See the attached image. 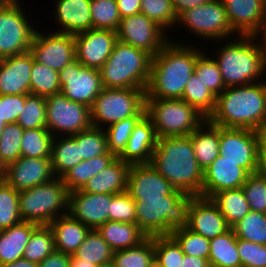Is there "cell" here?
I'll use <instances>...</instances> for the list:
<instances>
[{"mask_svg": "<svg viewBox=\"0 0 266 267\" xmlns=\"http://www.w3.org/2000/svg\"><path fill=\"white\" fill-rule=\"evenodd\" d=\"M24 129L17 123L5 126L0 136V158L7 166L21 157V140Z\"/></svg>", "mask_w": 266, "mask_h": 267, "instance_id": "f5cc1de1", "label": "cell"}, {"mask_svg": "<svg viewBox=\"0 0 266 267\" xmlns=\"http://www.w3.org/2000/svg\"><path fill=\"white\" fill-rule=\"evenodd\" d=\"M140 13L148 16L161 26L167 33L177 23L178 16L172 0H140ZM169 28V29H168Z\"/></svg>", "mask_w": 266, "mask_h": 267, "instance_id": "c3c4849f", "label": "cell"}, {"mask_svg": "<svg viewBox=\"0 0 266 267\" xmlns=\"http://www.w3.org/2000/svg\"><path fill=\"white\" fill-rule=\"evenodd\" d=\"M59 71L36 62L33 65L30 77V94L48 97L60 93Z\"/></svg>", "mask_w": 266, "mask_h": 267, "instance_id": "74e56055", "label": "cell"}, {"mask_svg": "<svg viewBox=\"0 0 266 267\" xmlns=\"http://www.w3.org/2000/svg\"><path fill=\"white\" fill-rule=\"evenodd\" d=\"M255 38H258L257 40H259L260 44L265 48L266 50V12L264 13V18L261 24L260 29L258 30V32L254 35ZM260 38H259V37Z\"/></svg>", "mask_w": 266, "mask_h": 267, "instance_id": "03108f58", "label": "cell"}, {"mask_svg": "<svg viewBox=\"0 0 266 267\" xmlns=\"http://www.w3.org/2000/svg\"><path fill=\"white\" fill-rule=\"evenodd\" d=\"M26 101V94L0 95V118L6 124L17 123Z\"/></svg>", "mask_w": 266, "mask_h": 267, "instance_id": "6f0895ef", "label": "cell"}, {"mask_svg": "<svg viewBox=\"0 0 266 267\" xmlns=\"http://www.w3.org/2000/svg\"><path fill=\"white\" fill-rule=\"evenodd\" d=\"M70 267H98V266L83 259H78L74 255H71Z\"/></svg>", "mask_w": 266, "mask_h": 267, "instance_id": "003e7915", "label": "cell"}, {"mask_svg": "<svg viewBox=\"0 0 266 267\" xmlns=\"http://www.w3.org/2000/svg\"><path fill=\"white\" fill-rule=\"evenodd\" d=\"M121 19L140 13V0H116Z\"/></svg>", "mask_w": 266, "mask_h": 267, "instance_id": "91938a15", "label": "cell"}, {"mask_svg": "<svg viewBox=\"0 0 266 267\" xmlns=\"http://www.w3.org/2000/svg\"><path fill=\"white\" fill-rule=\"evenodd\" d=\"M266 110V81L226 88L216 97L209 122L224 128L258 131Z\"/></svg>", "mask_w": 266, "mask_h": 267, "instance_id": "3957f363", "label": "cell"}, {"mask_svg": "<svg viewBox=\"0 0 266 267\" xmlns=\"http://www.w3.org/2000/svg\"><path fill=\"white\" fill-rule=\"evenodd\" d=\"M146 115L157 138L190 135L207 117L182 99H146Z\"/></svg>", "mask_w": 266, "mask_h": 267, "instance_id": "ba28073f", "label": "cell"}, {"mask_svg": "<svg viewBox=\"0 0 266 267\" xmlns=\"http://www.w3.org/2000/svg\"><path fill=\"white\" fill-rule=\"evenodd\" d=\"M69 191L62 178L39 184L19 192L22 221L49 225L53 220L68 213Z\"/></svg>", "mask_w": 266, "mask_h": 267, "instance_id": "52a82bcc", "label": "cell"}, {"mask_svg": "<svg viewBox=\"0 0 266 267\" xmlns=\"http://www.w3.org/2000/svg\"><path fill=\"white\" fill-rule=\"evenodd\" d=\"M70 256L63 252L54 251L48 255L37 267H70Z\"/></svg>", "mask_w": 266, "mask_h": 267, "instance_id": "680465c9", "label": "cell"}, {"mask_svg": "<svg viewBox=\"0 0 266 267\" xmlns=\"http://www.w3.org/2000/svg\"><path fill=\"white\" fill-rule=\"evenodd\" d=\"M55 251L53 233L49 225H39L27 243L23 258L39 264Z\"/></svg>", "mask_w": 266, "mask_h": 267, "instance_id": "ab89813d", "label": "cell"}, {"mask_svg": "<svg viewBox=\"0 0 266 267\" xmlns=\"http://www.w3.org/2000/svg\"><path fill=\"white\" fill-rule=\"evenodd\" d=\"M30 51L0 59V95L30 94Z\"/></svg>", "mask_w": 266, "mask_h": 267, "instance_id": "cb8c5ba5", "label": "cell"}, {"mask_svg": "<svg viewBox=\"0 0 266 267\" xmlns=\"http://www.w3.org/2000/svg\"><path fill=\"white\" fill-rule=\"evenodd\" d=\"M114 194L69 192L68 213L91 229L110 221L111 200Z\"/></svg>", "mask_w": 266, "mask_h": 267, "instance_id": "ac0fdd59", "label": "cell"}, {"mask_svg": "<svg viewBox=\"0 0 266 267\" xmlns=\"http://www.w3.org/2000/svg\"><path fill=\"white\" fill-rule=\"evenodd\" d=\"M71 137L79 144V151L83 161L102 156L108 152L104 129L92 126Z\"/></svg>", "mask_w": 266, "mask_h": 267, "instance_id": "f6af8a7d", "label": "cell"}, {"mask_svg": "<svg viewBox=\"0 0 266 267\" xmlns=\"http://www.w3.org/2000/svg\"><path fill=\"white\" fill-rule=\"evenodd\" d=\"M154 259L153 236L136 247L115 251L112 262L116 267H149Z\"/></svg>", "mask_w": 266, "mask_h": 267, "instance_id": "8d00e7d4", "label": "cell"}, {"mask_svg": "<svg viewBox=\"0 0 266 267\" xmlns=\"http://www.w3.org/2000/svg\"><path fill=\"white\" fill-rule=\"evenodd\" d=\"M181 267H210L208 259L184 254Z\"/></svg>", "mask_w": 266, "mask_h": 267, "instance_id": "be15d7a7", "label": "cell"}, {"mask_svg": "<svg viewBox=\"0 0 266 267\" xmlns=\"http://www.w3.org/2000/svg\"><path fill=\"white\" fill-rule=\"evenodd\" d=\"M182 100L197 108L207 118L214 111L216 96L193 74L188 80Z\"/></svg>", "mask_w": 266, "mask_h": 267, "instance_id": "7bdbcfd3", "label": "cell"}, {"mask_svg": "<svg viewBox=\"0 0 266 267\" xmlns=\"http://www.w3.org/2000/svg\"><path fill=\"white\" fill-rule=\"evenodd\" d=\"M39 225L22 221L0 231V265L14 262L23 258L24 250L30 240L32 232Z\"/></svg>", "mask_w": 266, "mask_h": 267, "instance_id": "f1b7e54d", "label": "cell"}, {"mask_svg": "<svg viewBox=\"0 0 266 267\" xmlns=\"http://www.w3.org/2000/svg\"><path fill=\"white\" fill-rule=\"evenodd\" d=\"M249 173L239 163L223 160L218 157L204 169L202 197L210 198L212 195L230 189L242 188Z\"/></svg>", "mask_w": 266, "mask_h": 267, "instance_id": "7402d4cb", "label": "cell"}, {"mask_svg": "<svg viewBox=\"0 0 266 267\" xmlns=\"http://www.w3.org/2000/svg\"><path fill=\"white\" fill-rule=\"evenodd\" d=\"M59 82L60 92L68 100L83 103L90 108L104 88L99 70L83 66L77 59L59 71Z\"/></svg>", "mask_w": 266, "mask_h": 267, "instance_id": "9a60e30c", "label": "cell"}, {"mask_svg": "<svg viewBox=\"0 0 266 267\" xmlns=\"http://www.w3.org/2000/svg\"><path fill=\"white\" fill-rule=\"evenodd\" d=\"M115 159L116 157L108 151L102 156L84 160L62 177L63 183L69 192L81 190L90 178L106 168Z\"/></svg>", "mask_w": 266, "mask_h": 267, "instance_id": "d6a6232c", "label": "cell"}, {"mask_svg": "<svg viewBox=\"0 0 266 267\" xmlns=\"http://www.w3.org/2000/svg\"><path fill=\"white\" fill-rule=\"evenodd\" d=\"M210 267H242L237 251V237L232 228L210 240Z\"/></svg>", "mask_w": 266, "mask_h": 267, "instance_id": "836d02e7", "label": "cell"}, {"mask_svg": "<svg viewBox=\"0 0 266 267\" xmlns=\"http://www.w3.org/2000/svg\"><path fill=\"white\" fill-rule=\"evenodd\" d=\"M6 125L7 124L4 121H2V119L0 118V136H1L3 129L5 128Z\"/></svg>", "mask_w": 266, "mask_h": 267, "instance_id": "8c879c8a", "label": "cell"}, {"mask_svg": "<svg viewBox=\"0 0 266 267\" xmlns=\"http://www.w3.org/2000/svg\"><path fill=\"white\" fill-rule=\"evenodd\" d=\"M256 173L266 177V143L261 140L258 147Z\"/></svg>", "mask_w": 266, "mask_h": 267, "instance_id": "6125c7cd", "label": "cell"}, {"mask_svg": "<svg viewBox=\"0 0 266 267\" xmlns=\"http://www.w3.org/2000/svg\"><path fill=\"white\" fill-rule=\"evenodd\" d=\"M76 59L88 68L99 70L118 41L116 31L89 29L74 35Z\"/></svg>", "mask_w": 266, "mask_h": 267, "instance_id": "e0dca14e", "label": "cell"}, {"mask_svg": "<svg viewBox=\"0 0 266 267\" xmlns=\"http://www.w3.org/2000/svg\"><path fill=\"white\" fill-rule=\"evenodd\" d=\"M49 227L53 233L55 250L73 255L92 230L74 219L69 213L53 220Z\"/></svg>", "mask_w": 266, "mask_h": 267, "instance_id": "4316f807", "label": "cell"}, {"mask_svg": "<svg viewBox=\"0 0 266 267\" xmlns=\"http://www.w3.org/2000/svg\"><path fill=\"white\" fill-rule=\"evenodd\" d=\"M47 104L45 97L26 94V101L18 116L22 129H46Z\"/></svg>", "mask_w": 266, "mask_h": 267, "instance_id": "b9f144b4", "label": "cell"}, {"mask_svg": "<svg viewBox=\"0 0 266 267\" xmlns=\"http://www.w3.org/2000/svg\"><path fill=\"white\" fill-rule=\"evenodd\" d=\"M91 0H56L54 16L61 30L55 32L77 34L92 29Z\"/></svg>", "mask_w": 266, "mask_h": 267, "instance_id": "484cf974", "label": "cell"}, {"mask_svg": "<svg viewBox=\"0 0 266 267\" xmlns=\"http://www.w3.org/2000/svg\"><path fill=\"white\" fill-rule=\"evenodd\" d=\"M187 227L209 240L231 228L214 202L201 196H196L190 204Z\"/></svg>", "mask_w": 266, "mask_h": 267, "instance_id": "603a6c76", "label": "cell"}, {"mask_svg": "<svg viewBox=\"0 0 266 267\" xmlns=\"http://www.w3.org/2000/svg\"><path fill=\"white\" fill-rule=\"evenodd\" d=\"M237 251L242 267H266V245L237 238Z\"/></svg>", "mask_w": 266, "mask_h": 267, "instance_id": "9f6ffc18", "label": "cell"}, {"mask_svg": "<svg viewBox=\"0 0 266 267\" xmlns=\"http://www.w3.org/2000/svg\"><path fill=\"white\" fill-rule=\"evenodd\" d=\"M237 37V38H236ZM234 36L215 52L225 88L248 85L266 78V50L255 36ZM258 80V81H257Z\"/></svg>", "mask_w": 266, "mask_h": 267, "instance_id": "277c9868", "label": "cell"}, {"mask_svg": "<svg viewBox=\"0 0 266 267\" xmlns=\"http://www.w3.org/2000/svg\"><path fill=\"white\" fill-rule=\"evenodd\" d=\"M45 100L46 129L54 137L72 136L93 126L91 108L87 105L68 100L61 92L45 97Z\"/></svg>", "mask_w": 266, "mask_h": 267, "instance_id": "8fae6325", "label": "cell"}, {"mask_svg": "<svg viewBox=\"0 0 266 267\" xmlns=\"http://www.w3.org/2000/svg\"><path fill=\"white\" fill-rule=\"evenodd\" d=\"M152 120L145 114L134 126L120 160L129 164L150 163L157 144Z\"/></svg>", "mask_w": 266, "mask_h": 267, "instance_id": "d4e9b609", "label": "cell"}, {"mask_svg": "<svg viewBox=\"0 0 266 267\" xmlns=\"http://www.w3.org/2000/svg\"><path fill=\"white\" fill-rule=\"evenodd\" d=\"M176 42L170 40L152 57L146 99L182 98L203 49Z\"/></svg>", "mask_w": 266, "mask_h": 267, "instance_id": "6da1fadb", "label": "cell"}, {"mask_svg": "<svg viewBox=\"0 0 266 267\" xmlns=\"http://www.w3.org/2000/svg\"><path fill=\"white\" fill-rule=\"evenodd\" d=\"M230 28L238 36H254L261 27L266 0H221Z\"/></svg>", "mask_w": 266, "mask_h": 267, "instance_id": "44dd1931", "label": "cell"}, {"mask_svg": "<svg viewBox=\"0 0 266 267\" xmlns=\"http://www.w3.org/2000/svg\"><path fill=\"white\" fill-rule=\"evenodd\" d=\"M210 199L224 215L230 227L242 220L250 211L242 188L220 191L212 195Z\"/></svg>", "mask_w": 266, "mask_h": 267, "instance_id": "e575fe53", "label": "cell"}, {"mask_svg": "<svg viewBox=\"0 0 266 267\" xmlns=\"http://www.w3.org/2000/svg\"><path fill=\"white\" fill-rule=\"evenodd\" d=\"M195 197L169 194L134 200L135 223L148 237L170 235L172 231L188 226L189 208Z\"/></svg>", "mask_w": 266, "mask_h": 267, "instance_id": "5b68a950", "label": "cell"}, {"mask_svg": "<svg viewBox=\"0 0 266 267\" xmlns=\"http://www.w3.org/2000/svg\"><path fill=\"white\" fill-rule=\"evenodd\" d=\"M53 137L47 129H24L21 140V156L50 158Z\"/></svg>", "mask_w": 266, "mask_h": 267, "instance_id": "f35d334b", "label": "cell"}, {"mask_svg": "<svg viewBox=\"0 0 266 267\" xmlns=\"http://www.w3.org/2000/svg\"><path fill=\"white\" fill-rule=\"evenodd\" d=\"M181 246L182 252L199 258H209L210 240L188 227L179 228L170 234Z\"/></svg>", "mask_w": 266, "mask_h": 267, "instance_id": "f907efd6", "label": "cell"}, {"mask_svg": "<svg viewBox=\"0 0 266 267\" xmlns=\"http://www.w3.org/2000/svg\"><path fill=\"white\" fill-rule=\"evenodd\" d=\"M250 211L266 214V177L259 174H249L242 185Z\"/></svg>", "mask_w": 266, "mask_h": 267, "instance_id": "db71d44e", "label": "cell"}, {"mask_svg": "<svg viewBox=\"0 0 266 267\" xmlns=\"http://www.w3.org/2000/svg\"><path fill=\"white\" fill-rule=\"evenodd\" d=\"M113 254L114 251L99 232L92 229L73 255L78 259L100 266L111 262Z\"/></svg>", "mask_w": 266, "mask_h": 267, "instance_id": "d590c367", "label": "cell"}, {"mask_svg": "<svg viewBox=\"0 0 266 267\" xmlns=\"http://www.w3.org/2000/svg\"><path fill=\"white\" fill-rule=\"evenodd\" d=\"M22 222L19 191L6 181L0 182V231Z\"/></svg>", "mask_w": 266, "mask_h": 267, "instance_id": "ee69618b", "label": "cell"}, {"mask_svg": "<svg viewBox=\"0 0 266 267\" xmlns=\"http://www.w3.org/2000/svg\"><path fill=\"white\" fill-rule=\"evenodd\" d=\"M98 267H116L115 264L111 261L109 263H106V264H102Z\"/></svg>", "mask_w": 266, "mask_h": 267, "instance_id": "753ad0ef", "label": "cell"}, {"mask_svg": "<svg viewBox=\"0 0 266 267\" xmlns=\"http://www.w3.org/2000/svg\"><path fill=\"white\" fill-rule=\"evenodd\" d=\"M110 221L135 223V201L127 191L114 194V197L111 200Z\"/></svg>", "mask_w": 266, "mask_h": 267, "instance_id": "11a10c76", "label": "cell"}, {"mask_svg": "<svg viewBox=\"0 0 266 267\" xmlns=\"http://www.w3.org/2000/svg\"><path fill=\"white\" fill-rule=\"evenodd\" d=\"M7 166L0 158V182L5 181Z\"/></svg>", "mask_w": 266, "mask_h": 267, "instance_id": "a7ac6f4b", "label": "cell"}, {"mask_svg": "<svg viewBox=\"0 0 266 267\" xmlns=\"http://www.w3.org/2000/svg\"><path fill=\"white\" fill-rule=\"evenodd\" d=\"M177 24L186 26L187 31L197 37L211 41H227L235 34L230 28L221 0H213L208 4L182 12L178 16L176 26Z\"/></svg>", "mask_w": 266, "mask_h": 267, "instance_id": "7c38bea8", "label": "cell"}, {"mask_svg": "<svg viewBox=\"0 0 266 267\" xmlns=\"http://www.w3.org/2000/svg\"><path fill=\"white\" fill-rule=\"evenodd\" d=\"M212 1L213 0H172V4L177 16H179L182 12L188 9L202 6Z\"/></svg>", "mask_w": 266, "mask_h": 267, "instance_id": "94428289", "label": "cell"}, {"mask_svg": "<svg viewBox=\"0 0 266 267\" xmlns=\"http://www.w3.org/2000/svg\"><path fill=\"white\" fill-rule=\"evenodd\" d=\"M150 164L177 190L202 197L204 170L196 160L190 135L158 138Z\"/></svg>", "mask_w": 266, "mask_h": 267, "instance_id": "7a4b0ae2", "label": "cell"}, {"mask_svg": "<svg viewBox=\"0 0 266 267\" xmlns=\"http://www.w3.org/2000/svg\"><path fill=\"white\" fill-rule=\"evenodd\" d=\"M259 134L262 136L266 132V110H265V116L263 119V122L260 126V129L258 130Z\"/></svg>", "mask_w": 266, "mask_h": 267, "instance_id": "89a4df30", "label": "cell"}, {"mask_svg": "<svg viewBox=\"0 0 266 267\" xmlns=\"http://www.w3.org/2000/svg\"><path fill=\"white\" fill-rule=\"evenodd\" d=\"M30 52L36 62L61 71L76 59L74 35L54 30L46 34L37 29L32 38Z\"/></svg>", "mask_w": 266, "mask_h": 267, "instance_id": "2e32d148", "label": "cell"}, {"mask_svg": "<svg viewBox=\"0 0 266 267\" xmlns=\"http://www.w3.org/2000/svg\"><path fill=\"white\" fill-rule=\"evenodd\" d=\"M154 253L163 267H181L184 253L171 235L154 236Z\"/></svg>", "mask_w": 266, "mask_h": 267, "instance_id": "816d5d0a", "label": "cell"}, {"mask_svg": "<svg viewBox=\"0 0 266 267\" xmlns=\"http://www.w3.org/2000/svg\"><path fill=\"white\" fill-rule=\"evenodd\" d=\"M149 267H163V266L156 259H154Z\"/></svg>", "mask_w": 266, "mask_h": 267, "instance_id": "2644e50d", "label": "cell"}, {"mask_svg": "<svg viewBox=\"0 0 266 267\" xmlns=\"http://www.w3.org/2000/svg\"><path fill=\"white\" fill-rule=\"evenodd\" d=\"M127 192L133 200L162 197L169 194H186L177 190L150 163L131 164Z\"/></svg>", "mask_w": 266, "mask_h": 267, "instance_id": "d6986e66", "label": "cell"}, {"mask_svg": "<svg viewBox=\"0 0 266 267\" xmlns=\"http://www.w3.org/2000/svg\"><path fill=\"white\" fill-rule=\"evenodd\" d=\"M131 164L116 158L111 164L95 174L81 189L87 193L118 194L127 191Z\"/></svg>", "mask_w": 266, "mask_h": 267, "instance_id": "83f0119b", "label": "cell"}, {"mask_svg": "<svg viewBox=\"0 0 266 267\" xmlns=\"http://www.w3.org/2000/svg\"><path fill=\"white\" fill-rule=\"evenodd\" d=\"M144 115H135L104 128L108 151L118 158L124 151L134 126Z\"/></svg>", "mask_w": 266, "mask_h": 267, "instance_id": "bcb514c9", "label": "cell"}, {"mask_svg": "<svg viewBox=\"0 0 266 267\" xmlns=\"http://www.w3.org/2000/svg\"><path fill=\"white\" fill-rule=\"evenodd\" d=\"M190 136L196 160L199 166L204 170L219 155V126L206 120V122L197 130H194Z\"/></svg>", "mask_w": 266, "mask_h": 267, "instance_id": "4dcf8cb0", "label": "cell"}, {"mask_svg": "<svg viewBox=\"0 0 266 267\" xmlns=\"http://www.w3.org/2000/svg\"><path fill=\"white\" fill-rule=\"evenodd\" d=\"M55 178L50 158L20 157L7 165L5 181L16 190L23 191Z\"/></svg>", "mask_w": 266, "mask_h": 267, "instance_id": "ffe728a7", "label": "cell"}, {"mask_svg": "<svg viewBox=\"0 0 266 267\" xmlns=\"http://www.w3.org/2000/svg\"><path fill=\"white\" fill-rule=\"evenodd\" d=\"M50 159L53 174L57 178H62L71 168L83 161L79 144L71 136L53 137Z\"/></svg>", "mask_w": 266, "mask_h": 267, "instance_id": "1f68e13d", "label": "cell"}, {"mask_svg": "<svg viewBox=\"0 0 266 267\" xmlns=\"http://www.w3.org/2000/svg\"><path fill=\"white\" fill-rule=\"evenodd\" d=\"M262 140L266 143V132L262 135Z\"/></svg>", "mask_w": 266, "mask_h": 267, "instance_id": "34e18365", "label": "cell"}, {"mask_svg": "<svg viewBox=\"0 0 266 267\" xmlns=\"http://www.w3.org/2000/svg\"><path fill=\"white\" fill-rule=\"evenodd\" d=\"M237 238L266 245V214L249 211V213L232 227Z\"/></svg>", "mask_w": 266, "mask_h": 267, "instance_id": "60d3db41", "label": "cell"}, {"mask_svg": "<svg viewBox=\"0 0 266 267\" xmlns=\"http://www.w3.org/2000/svg\"><path fill=\"white\" fill-rule=\"evenodd\" d=\"M194 74L216 97L226 89L216 61L205 52L198 57Z\"/></svg>", "mask_w": 266, "mask_h": 267, "instance_id": "681fc988", "label": "cell"}, {"mask_svg": "<svg viewBox=\"0 0 266 267\" xmlns=\"http://www.w3.org/2000/svg\"><path fill=\"white\" fill-rule=\"evenodd\" d=\"M145 114V89L103 88L91 107L92 125L101 129L123 119Z\"/></svg>", "mask_w": 266, "mask_h": 267, "instance_id": "9c48e42d", "label": "cell"}, {"mask_svg": "<svg viewBox=\"0 0 266 267\" xmlns=\"http://www.w3.org/2000/svg\"><path fill=\"white\" fill-rule=\"evenodd\" d=\"M92 28L116 31L121 17L116 0H91Z\"/></svg>", "mask_w": 266, "mask_h": 267, "instance_id": "7dc6e473", "label": "cell"}, {"mask_svg": "<svg viewBox=\"0 0 266 267\" xmlns=\"http://www.w3.org/2000/svg\"><path fill=\"white\" fill-rule=\"evenodd\" d=\"M262 136L247 128L219 126V155L223 160L239 163L249 174L257 168L258 147Z\"/></svg>", "mask_w": 266, "mask_h": 267, "instance_id": "4fadbf2b", "label": "cell"}, {"mask_svg": "<svg viewBox=\"0 0 266 267\" xmlns=\"http://www.w3.org/2000/svg\"><path fill=\"white\" fill-rule=\"evenodd\" d=\"M20 0H0V59L30 51L35 27Z\"/></svg>", "mask_w": 266, "mask_h": 267, "instance_id": "30bf717a", "label": "cell"}, {"mask_svg": "<svg viewBox=\"0 0 266 267\" xmlns=\"http://www.w3.org/2000/svg\"><path fill=\"white\" fill-rule=\"evenodd\" d=\"M165 32L142 13L121 19L116 30L118 41L142 49L152 57L170 41Z\"/></svg>", "mask_w": 266, "mask_h": 267, "instance_id": "5bb4252c", "label": "cell"}, {"mask_svg": "<svg viewBox=\"0 0 266 267\" xmlns=\"http://www.w3.org/2000/svg\"><path fill=\"white\" fill-rule=\"evenodd\" d=\"M0 267H37V264L25 258H20L14 262L0 265Z\"/></svg>", "mask_w": 266, "mask_h": 267, "instance_id": "e7e4bbea", "label": "cell"}, {"mask_svg": "<svg viewBox=\"0 0 266 267\" xmlns=\"http://www.w3.org/2000/svg\"><path fill=\"white\" fill-rule=\"evenodd\" d=\"M152 56L146 51L117 41L99 69L104 88L147 89Z\"/></svg>", "mask_w": 266, "mask_h": 267, "instance_id": "8992f818", "label": "cell"}, {"mask_svg": "<svg viewBox=\"0 0 266 267\" xmlns=\"http://www.w3.org/2000/svg\"><path fill=\"white\" fill-rule=\"evenodd\" d=\"M96 230L114 252L136 247L148 238L136 223L107 221Z\"/></svg>", "mask_w": 266, "mask_h": 267, "instance_id": "f546056e", "label": "cell"}]
</instances>
